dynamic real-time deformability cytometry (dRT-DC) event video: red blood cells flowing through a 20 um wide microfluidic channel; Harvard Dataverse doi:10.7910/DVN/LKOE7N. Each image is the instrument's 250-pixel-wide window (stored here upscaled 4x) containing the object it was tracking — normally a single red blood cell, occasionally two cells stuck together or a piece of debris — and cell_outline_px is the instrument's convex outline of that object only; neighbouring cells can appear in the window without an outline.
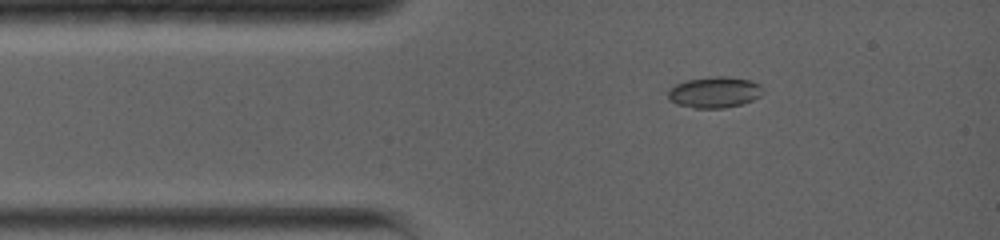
{"species": "common noctule bat (a hibernating species)", "species_latin": "Nyctalus noctula", "temperature_condition": "warm", "stored_images_in_passage": 12, "camera_frame_rate_fps": 5000, "um_per_image_px": 0.085, "animal": {"sex": "female", "body_mass_g": 19.0, "forearm_length_mm": 56.7}, "frame": {"image": 1, "passage_image": 3, "time_ms": 1.6, "image_size_px": [1000, 240], "cell_outline_px": [[764, 92], [760, 96], [752, 100], [740, 104], [724, 108], [692, 108], [676, 104], [668, 100], [668, 92], [676, 84], [684, 80], [716, 76], [728, 76], [752, 80], [760, 84], [764, 88]], "centroid_in_image_um": [60.75, 7.83], "position_along_channel_um": 24.2, "area_um2": 17.4}}
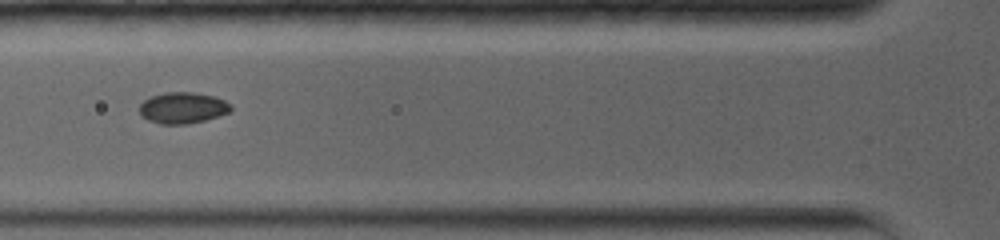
{"frame": {"image": 2, "passage_image": 9, "time_ms": 4.4, "image_size_px": [1000, 240], "cell_outline_px": [[232, 108], [228, 112], [204, 120], [188, 124], [160, 124], [148, 120], [140, 116], [140, 104], [144, 100], [152, 96], [164, 92], [196, 92], [212, 96], [224, 100]], "centroid_in_image_um": [15.48, 9.16], "position_along_channel_um": 110.3, "area_um2": 16.47}}
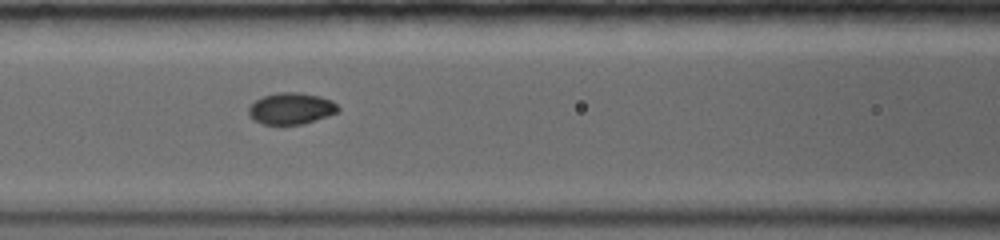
{"frame": {"image": 3, "passage_image": 11, "time_ms": 5.2, "image_size_px": [1000, 240], "cell_outline_px": [[340, 108], [336, 112], [328, 116], [304, 124], [264, 124], [252, 120], [248, 112], [248, 108], [256, 100], [264, 96], [280, 92], [300, 92], [320, 96], [332, 100]], "centroid_in_image_um": [24.75, 9.22], "position_along_channel_um": 141.8, "area_um2": 16.42}}